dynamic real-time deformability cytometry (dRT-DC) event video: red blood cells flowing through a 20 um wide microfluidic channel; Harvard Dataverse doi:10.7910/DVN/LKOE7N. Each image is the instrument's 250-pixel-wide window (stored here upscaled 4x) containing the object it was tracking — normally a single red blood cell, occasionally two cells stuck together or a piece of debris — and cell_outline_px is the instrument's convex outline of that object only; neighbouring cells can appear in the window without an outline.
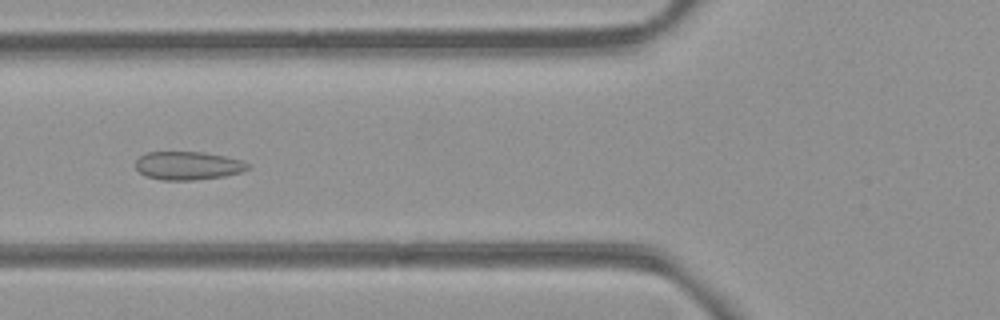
{"species": "common noctule bat (a hibernating species)", "species_latin": "Nyctalus noctula", "temperature_condition": "room temperature", "stored_images_in_passage": 52, "camera_frame_rate_fps": 3000, "um_per_image_px": 0.085, "animal": {"sex": "female", "body_mass_g": 21.9}, "frame": {"image": 1, "passage_image": 19, "time_ms": 6.0, "image_size_px": [1000, 320], "cell_outline_px": [[248, 168], [240, 172], [224, 176], [192, 180], [160, 180], [144, 176], [136, 168], [136, 160], [140, 156], [148, 152], [204, 152], [244, 160], [248, 164]], "centroid_in_image_um": [15.95, 14.08], "position_along_channel_um": 109.8, "area_um2": 18.5}}
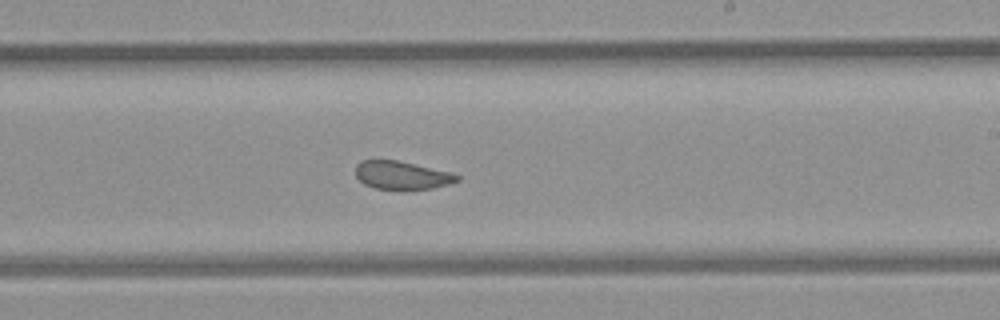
{"frame": {"image": 2, "passage_image": 30, "time_ms": 9.667, "image_size_px": [1000, 320], "cell_outline_px": [[460, 180], [448, 184], [432, 188], [376, 188], [364, 184], [356, 176], [356, 164], [360, 160], [396, 160], [452, 172], [460, 176]], "centroid_in_image_um": [34.16, 14.87], "position_along_channel_um": 254.8, "area_um2": 16.36}}
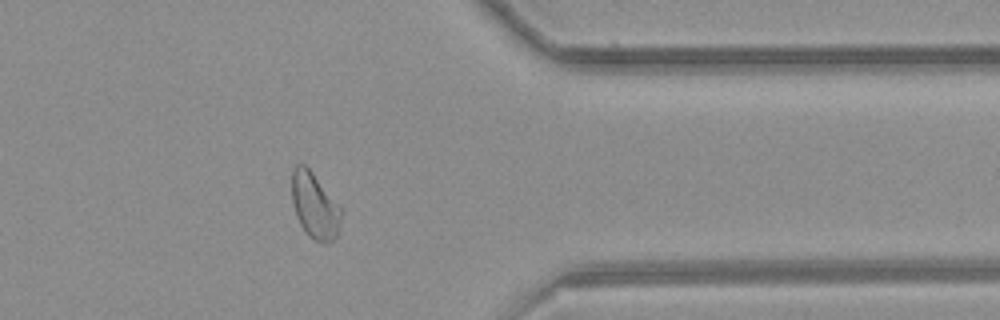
{"frame": {"image": 3, "passage_image": 41, "time_ms": 13.333, "image_size_px": [1000, 320], "cell_outline_px": [[344, 212], [336, 236], [328, 244], [324, 244], [312, 240], [304, 232], [296, 216], [292, 200], [292, 168], [296, 164], [304, 164], [312, 172], [344, 208]], "centroid_in_image_um": [26.78, 17.51], "position_along_channel_um": 384.6, "area_um2": 19.54}, "authors_computed_cell_mechanics": {"area_um2": 20.0566, "velocity_mm_per_s": 3.9495, "shape_relaxation_time_tau1_ms": null, "shape_relaxation_time_tau2_ms": 0.9374, "deformation_change_tau1": null, "deformation_change_tau2": 0.0693}}